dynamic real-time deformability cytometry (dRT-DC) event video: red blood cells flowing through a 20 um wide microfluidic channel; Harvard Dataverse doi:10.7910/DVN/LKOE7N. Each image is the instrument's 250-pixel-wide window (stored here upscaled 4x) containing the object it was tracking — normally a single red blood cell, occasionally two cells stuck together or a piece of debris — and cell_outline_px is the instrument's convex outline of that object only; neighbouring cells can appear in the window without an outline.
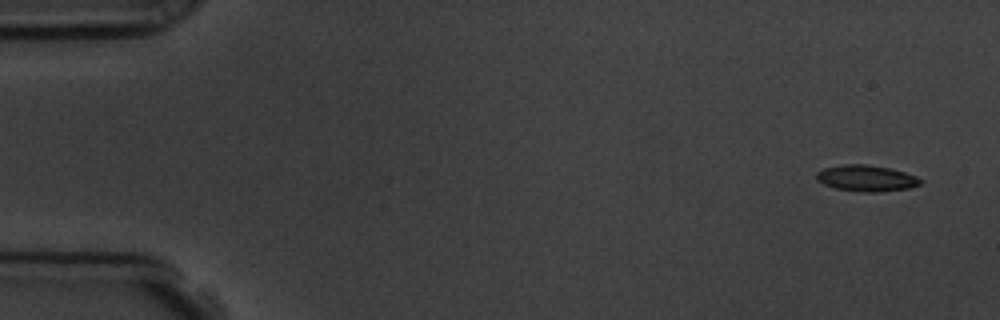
{"species": "common noctule bat (a hibernating species)", "species_latin": "Nyctalus noctula", "temperature_condition": "room temperature", "stored_images_in_passage": 4, "camera_frame_rate_fps": 3000, "um_per_image_px": 0.085, "animal": {"sex": "male", "body_mass_g": 19.5, "forearm_length_mm": 54.6}, "frame": {"image": 1, "passage_image": 1, "time_ms": 0.0, "image_size_px": [1000, 320], "cell_outline_px": [[924, 180], [920, 184], [912, 188], [880, 192], [860, 192], [836, 188], [824, 184], [816, 180], [816, 172], [824, 168], [840, 164], [868, 164], [888, 168], [904, 172], [916, 176]], "centroid_in_image_um": [73.65, 15.15], "position_along_channel_um": 11.4, "area_um2": 16.07}}
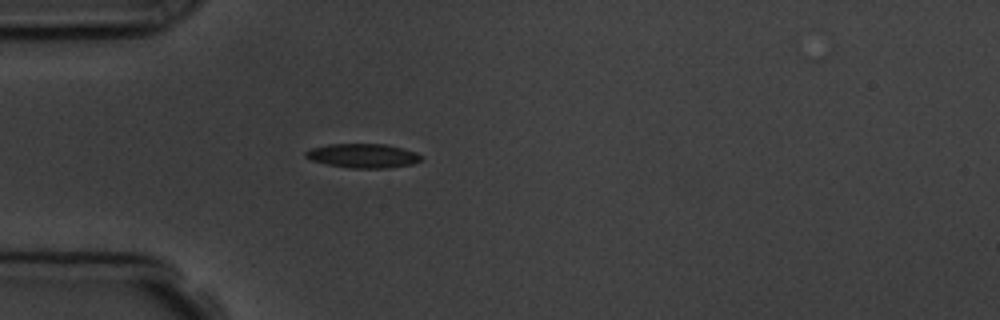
{"frame": {"image": 2, "passage_image": 4, "time_ms": 4.333, "image_size_px": [1000, 320], "cell_outline_px": [[420, 160], [412, 164], [388, 168], [352, 168], [328, 164], [312, 160], [304, 156], [304, 152], [312, 148], [328, 144], [384, 144], [416, 152], [420, 156]], "centroid_in_image_um": [30.82, 13.24], "position_along_channel_um": 54.2, "area_um2": 16.01}}